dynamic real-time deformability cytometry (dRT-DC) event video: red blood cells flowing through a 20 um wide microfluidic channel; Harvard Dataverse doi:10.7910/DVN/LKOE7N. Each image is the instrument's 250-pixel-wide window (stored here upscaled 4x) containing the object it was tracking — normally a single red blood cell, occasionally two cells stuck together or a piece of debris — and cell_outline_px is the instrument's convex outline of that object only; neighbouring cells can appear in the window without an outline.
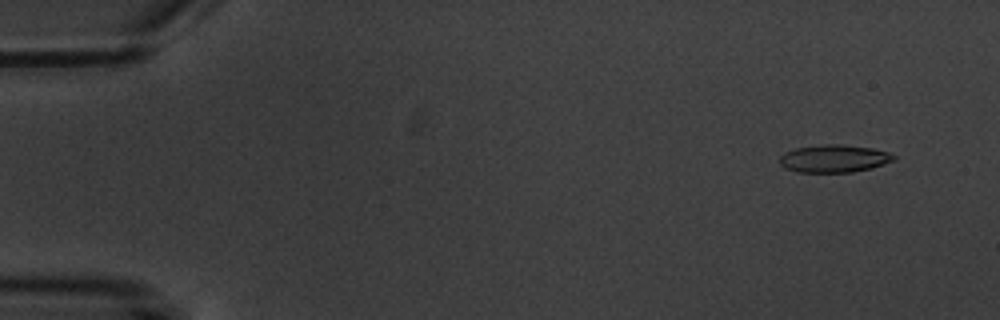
{"species": "common noctule bat (a hibernating species)", "species_latin": "Nyctalus noctula", "temperature_condition": "warm", "stored_images_in_passage": 4, "camera_frame_rate_fps": 3000, "um_per_image_px": 0.085, "animal": {"sex": "male", "body_mass_g": 20.1, "forearm_length_mm": 53.5}, "frame": {"image": 1, "passage_image": 1, "time_ms": 0.0, "image_size_px": [1000, 320], "cell_outline_px": [[896, 160], [872, 168], [852, 172], [796, 172], [784, 168], [780, 164], [780, 156], [784, 152], [796, 148], [824, 144], [840, 144], [872, 148], [888, 152], [896, 156]], "centroid_in_image_um": [70.89, 13.48], "position_along_channel_um": 14.1, "area_um2": 18.5}}